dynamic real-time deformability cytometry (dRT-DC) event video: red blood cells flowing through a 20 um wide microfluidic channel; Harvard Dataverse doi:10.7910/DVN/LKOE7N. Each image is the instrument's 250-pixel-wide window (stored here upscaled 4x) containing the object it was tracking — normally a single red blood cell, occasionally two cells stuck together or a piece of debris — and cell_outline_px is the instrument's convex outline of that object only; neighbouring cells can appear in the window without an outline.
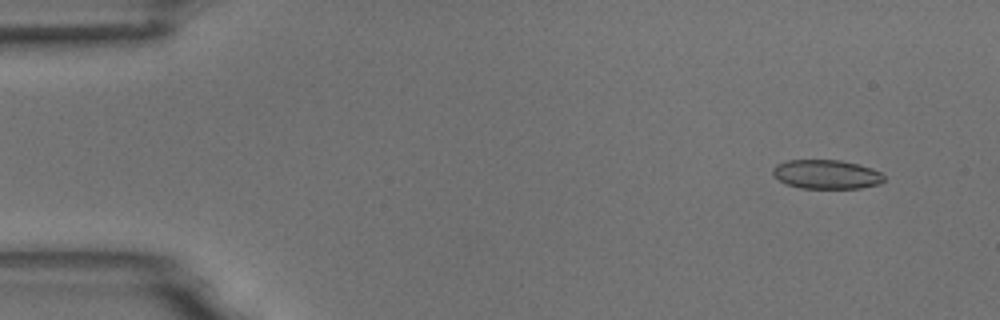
{"species": "common noctule bat (a hibernating species)", "species_latin": "Nyctalus noctula", "temperature_condition": "room temperature", "stored_images_in_passage": 6, "camera_frame_rate_fps": 3000, "um_per_image_px": 0.085, "animal": {"sex": "male", "body_mass_g": 18.8}, "frame": {"image": 1, "passage_image": 1, "time_ms": 0.0, "image_size_px": [1000, 320], "cell_outline_px": [[884, 180], [880, 184], [860, 188], [800, 188], [788, 184], [772, 176], [772, 168], [776, 164], [788, 160], [840, 160], [872, 168], [880, 172], [884, 176]], "centroid_in_image_um": [70.23, 14.82], "position_along_channel_um": 14.8, "area_um2": 18.84}}
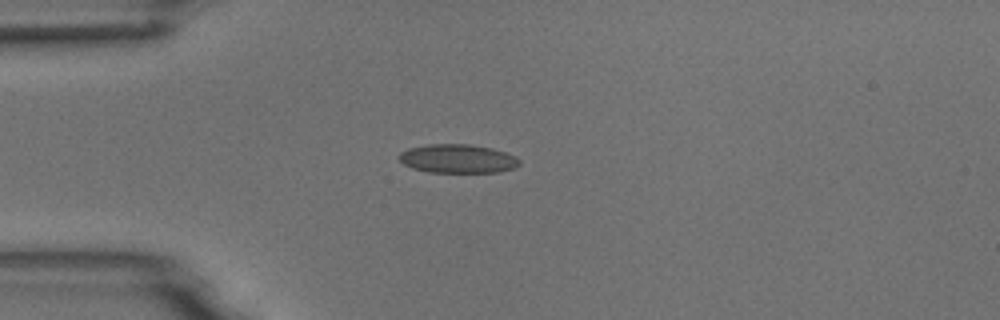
{"frame": {"image": 2, "passage_image": 4, "time_ms": 1.0, "image_size_px": [1000, 320], "cell_outline_px": [[520, 164], [516, 168], [500, 172], [428, 172], [412, 168], [404, 164], [400, 160], [400, 152], [408, 148], [428, 144], [468, 144], [492, 148], [516, 156], [520, 160]], "centroid_in_image_um": [38.93, 13.49], "position_along_channel_um": 46.1, "area_um2": 20.23}}
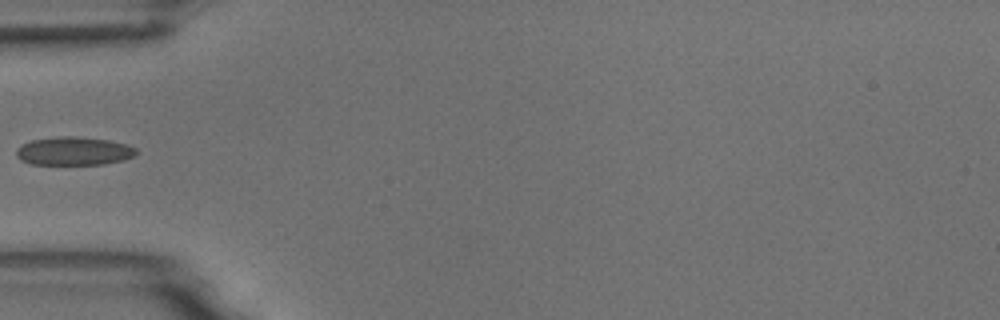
{"frame": {"image": 3, "passage_image": 5, "time_ms": 1.333, "image_size_px": [1000, 320], "cell_outline_px": [[136, 152], [132, 156], [124, 160], [104, 164], [32, 164], [20, 160], [16, 156], [16, 148], [20, 144], [32, 140], [56, 136], [76, 136], [108, 140], [128, 144], [136, 148]], "centroid_in_image_um": [6.24, 12.83], "position_along_channel_um": 78.8, "area_um2": 19.94}}